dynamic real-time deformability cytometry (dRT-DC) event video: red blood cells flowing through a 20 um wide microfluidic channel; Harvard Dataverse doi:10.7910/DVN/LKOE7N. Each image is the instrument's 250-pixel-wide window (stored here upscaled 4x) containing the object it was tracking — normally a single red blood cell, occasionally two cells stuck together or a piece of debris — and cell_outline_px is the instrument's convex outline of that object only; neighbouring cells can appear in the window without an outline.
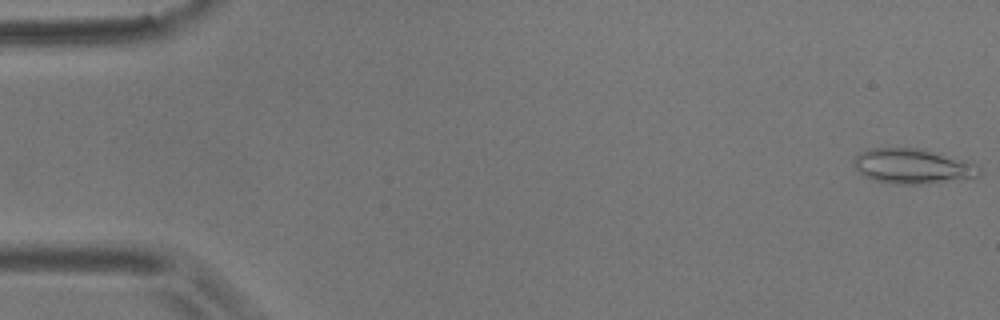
{"species": "common noctule bat (a hibernating species)", "species_latin": "Nyctalus noctula", "temperature_condition": "room temperature", "stored_images_in_passage": 34, "camera_frame_rate_fps": 3000, "um_per_image_px": 0.085, "animal": {"sex": "male", "body_mass_g": 17.9}, "frame": {"image": 1, "passage_image": 1, "time_ms": 0.0, "image_size_px": [1000, 320], "cell_outline_px": [[984, 172], [976, 176], [928, 184], [896, 184], [876, 180], [860, 172], [856, 168], [852, 160], [860, 152], [872, 148], [916, 148], [964, 160], [976, 164]], "centroid_in_image_um": [77.57, 14.13], "position_along_channel_um": 7.4, "area_um2": 25.09}}
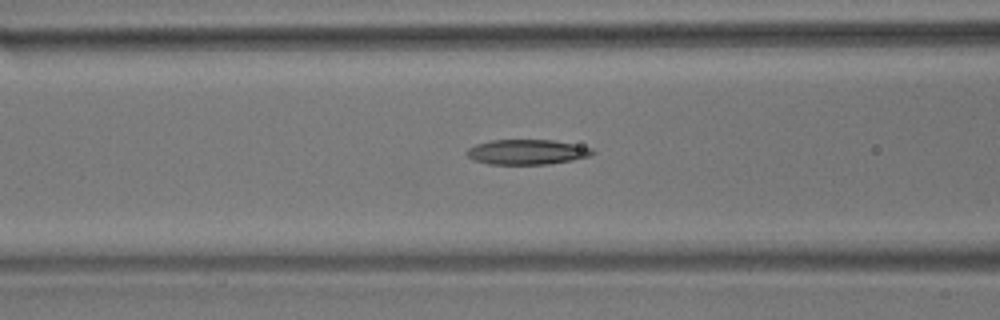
{"frame": {"image": 2, "passage_image": 22, "time_ms": 7.0, "image_size_px": [1000, 320], "cell_outline_px": [[596, 152], [588, 156], [572, 160], [548, 164], [488, 164], [476, 160], [468, 156], [464, 152], [468, 148], [476, 144], [492, 140], [552, 140], [592, 148]], "centroid_in_image_um": [44.77, 12.92], "position_along_channel_um": 121.8, "area_um2": 18.15}}
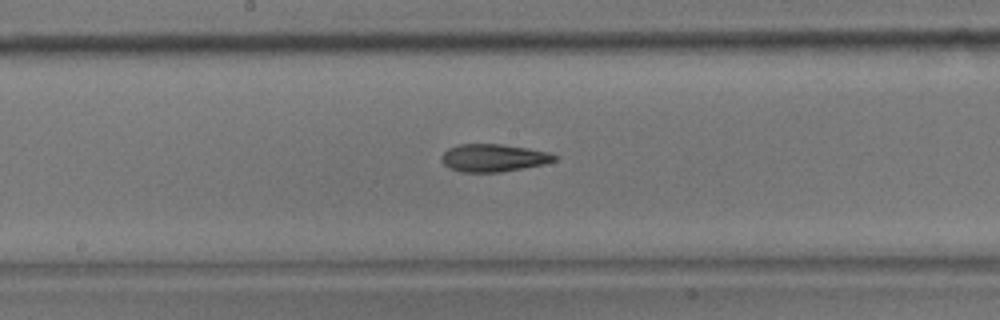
{"frame": {"image": 3, "passage_image": 29, "time_ms": 9.333, "image_size_px": [1000, 320], "cell_outline_px": [[560, 156], [556, 160], [544, 164], [500, 172], [460, 172], [448, 168], [444, 164], [440, 156], [448, 148], [460, 144], [500, 144], [528, 148], [548, 152]], "centroid_in_image_um": [41.94, 13.42], "position_along_channel_um": 206.3, "area_um2": 18.26}}